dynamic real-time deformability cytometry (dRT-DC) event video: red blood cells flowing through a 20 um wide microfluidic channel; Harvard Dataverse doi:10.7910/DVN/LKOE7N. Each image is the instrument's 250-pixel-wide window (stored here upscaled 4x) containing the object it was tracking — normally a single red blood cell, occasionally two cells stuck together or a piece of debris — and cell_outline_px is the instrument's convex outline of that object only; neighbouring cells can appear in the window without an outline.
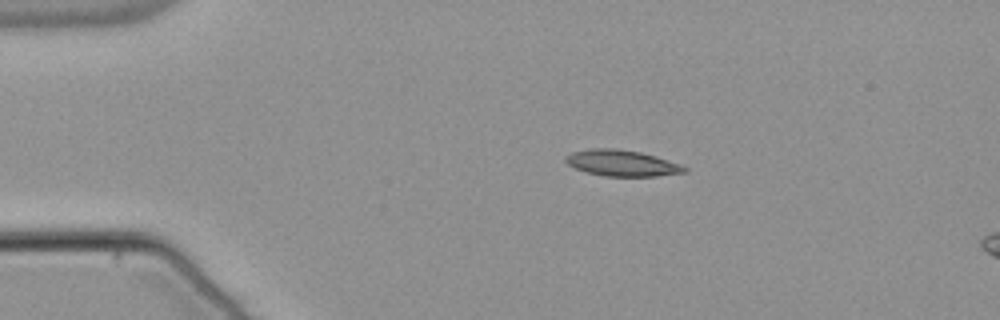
{"species": "common noctule bat (a hibernating species)", "species_latin": "Nyctalus noctula", "temperature_condition": "warm", "stored_images_in_passage": 16, "camera_frame_rate_fps": 3000, "um_per_image_px": 0.085, "animal": {"sex": "male", "body_mass_g": 21.5, "forearm_length_mm": 52.0}, "frame": {"image": 1, "passage_image": 10, "time_ms": 3.0, "image_size_px": [1000, 320], "cell_outline_px": [[688, 172], [656, 176], [604, 176], [584, 172], [568, 164], [564, 160], [564, 156], [572, 152], [592, 148], [616, 148], [640, 152], [656, 156], [680, 164], [688, 168]], "centroid_in_image_um": [52.85, 13.86], "position_along_channel_um": 32.1, "area_um2": 18.21}}